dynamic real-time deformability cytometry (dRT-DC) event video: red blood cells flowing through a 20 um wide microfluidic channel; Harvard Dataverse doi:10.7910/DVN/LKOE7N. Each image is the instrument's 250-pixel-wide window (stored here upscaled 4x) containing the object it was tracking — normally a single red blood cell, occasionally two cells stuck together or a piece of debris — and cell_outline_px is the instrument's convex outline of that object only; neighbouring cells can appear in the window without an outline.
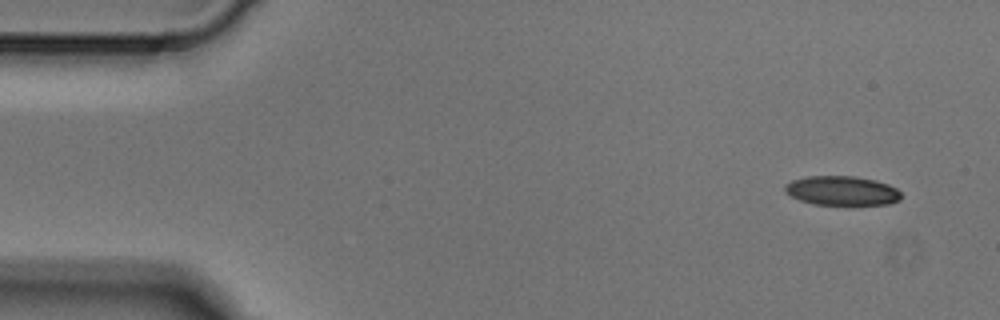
{"species": "Egyptian fruit bat (a non-hibernating species)", "species_latin": "Rousettus aegyptiacus", "temperature_condition": "cold", "stored_images_in_passage": 8, "segment_of_instrument_passage": [1, 2], "camera_frame_rate_fps": 3000, "um_per_image_px": 0.085, "animal": {"sex": "male"}, "frame": {"image": 1, "passage_image": 1, "time_ms": 0.0, "image_size_px": [1000, 320], "cell_outline_px": [[900, 200], [888, 204], [848, 208], [812, 204], [800, 200], [784, 192], [784, 184], [792, 180], [808, 176], [856, 176], [876, 180], [888, 184], [896, 188], [900, 192]], "centroid_in_image_um": [71.57, 16.26], "position_along_channel_um": 13.4, "area_um2": 20.92}}
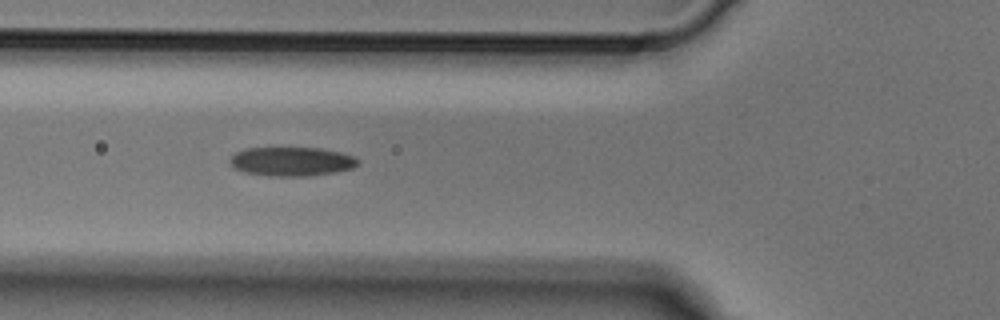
{"frame": {"image": 2, "passage_image": 5, "time_ms": 1.333, "image_size_px": [1000, 320], "cell_outline_px": [[360, 164], [352, 168], [336, 172], [308, 176], [272, 176], [244, 172], [236, 168], [228, 160], [236, 152], [244, 148], [320, 148], [340, 152], [352, 156], [360, 160]], "centroid_in_image_um": [24.81, 13.72], "position_along_channel_um": 101.0, "area_um2": 21.62}}
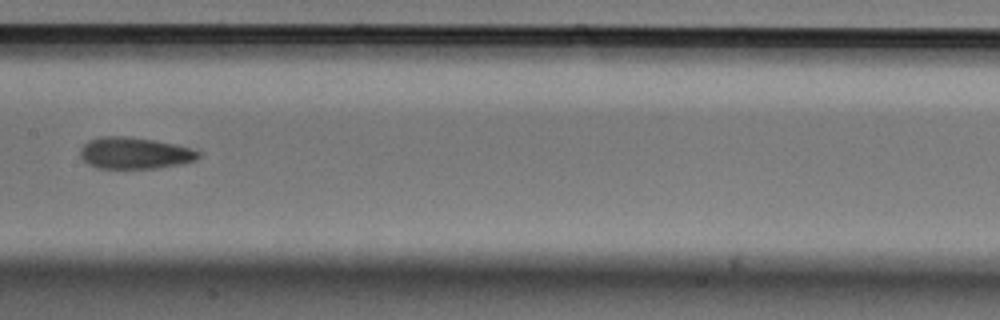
{"frame": {"image": 3, "passage_image": 7, "time_ms": 2.0, "image_size_px": [1000, 320], "cell_outline_px": [[200, 156], [196, 160], [184, 164], [160, 168], [96, 168], [88, 164], [80, 156], [80, 148], [88, 140], [100, 136], [128, 136], [176, 144], [192, 148], [200, 152]], "centroid_in_image_um": [11.46, 13.01], "position_along_channel_um": 195.9, "area_um2": 22.02}}